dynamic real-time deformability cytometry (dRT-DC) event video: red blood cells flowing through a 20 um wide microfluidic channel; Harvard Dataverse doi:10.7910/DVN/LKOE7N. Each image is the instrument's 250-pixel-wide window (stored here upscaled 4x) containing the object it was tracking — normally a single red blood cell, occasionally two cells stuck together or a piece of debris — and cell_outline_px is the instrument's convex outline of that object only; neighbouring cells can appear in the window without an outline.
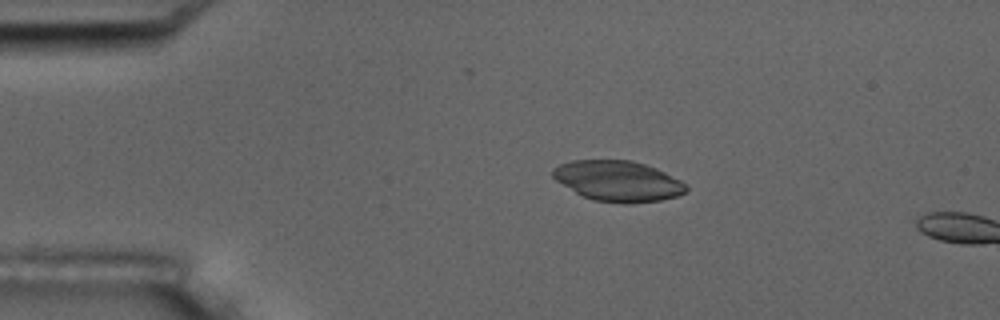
{"species": "common noctule bat (a hibernating species)", "species_latin": "Nyctalus noctula", "temperature_condition": "room temperature", "stored_images_in_passage": 3, "camera_frame_rate_fps": 3000, "um_per_image_px": 0.085, "animal": {"sex": "male", "body_mass_g": 17.5, "forearm_length_mm": 52.3}, "frame": {"image": 1, "passage_image": 2, "time_ms": 1.333, "image_size_px": [1000, 320], "cell_outline_px": [[688, 188], [684, 192], [676, 196], [660, 200], [628, 204], [624, 204], [596, 200], [584, 196], [576, 192], [556, 180], [552, 176], [552, 168], [560, 164], [572, 160], [632, 160], [656, 168], [688, 184]], "centroid_in_image_um": [52.54, 15.38], "position_along_channel_um": 32.5, "area_um2": 31.33}}